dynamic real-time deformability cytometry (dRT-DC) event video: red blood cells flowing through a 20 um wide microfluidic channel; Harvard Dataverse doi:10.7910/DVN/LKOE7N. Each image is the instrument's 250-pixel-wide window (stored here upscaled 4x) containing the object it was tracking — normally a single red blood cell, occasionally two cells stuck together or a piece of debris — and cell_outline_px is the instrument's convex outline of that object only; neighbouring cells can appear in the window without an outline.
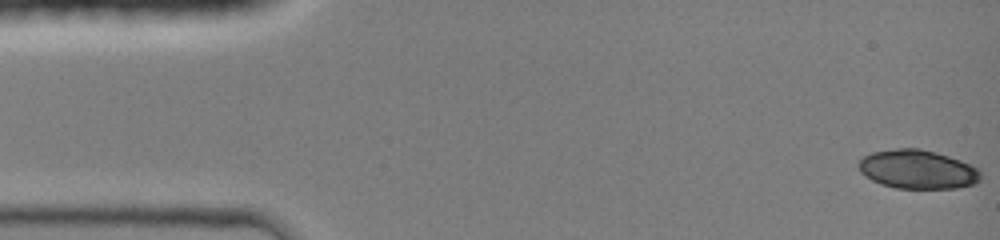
{"species": "common noctule bat (a hibernating species)", "species_latin": "Nyctalus noctula", "temperature_condition": "room temperature", "stored_images_in_passage": 45, "camera_frame_rate_fps": 3000, "um_per_image_px": 0.085, "animal": {"sex": "female", "body_mass_g": 19.0, "forearm_length_mm": 51.5}, "frame": {"image": 1, "passage_image": 1, "time_ms": 0.0, "image_size_px": [1000, 240], "cell_outline_px": [[980, 180], [976, 184], [956, 188], [896, 188], [880, 184], [864, 176], [860, 172], [860, 160], [864, 156], [872, 152], [896, 148], [920, 148], [936, 152], [960, 160], [976, 168], [980, 172]], "centroid_in_image_um": [77.99, 14.4], "position_along_channel_um": 7.0, "area_um2": 27.57}}
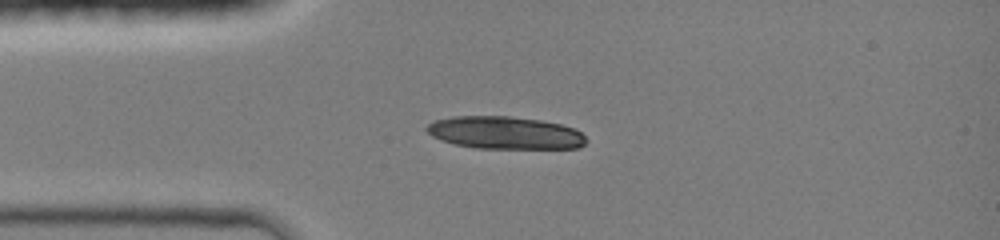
{"frame": {"image": 2, "passage_image": 11, "time_ms": 3.333, "image_size_px": [1000, 240], "cell_outline_px": [[588, 140], [580, 148], [476, 148], [456, 144], [440, 140], [432, 136], [424, 128], [428, 124], [436, 120], [452, 116], [508, 116], [540, 120], [560, 124], [572, 128], [580, 132]], "centroid_in_image_um": [42.9, 11.28], "position_along_channel_um": 42.1, "area_um2": 30.17}}